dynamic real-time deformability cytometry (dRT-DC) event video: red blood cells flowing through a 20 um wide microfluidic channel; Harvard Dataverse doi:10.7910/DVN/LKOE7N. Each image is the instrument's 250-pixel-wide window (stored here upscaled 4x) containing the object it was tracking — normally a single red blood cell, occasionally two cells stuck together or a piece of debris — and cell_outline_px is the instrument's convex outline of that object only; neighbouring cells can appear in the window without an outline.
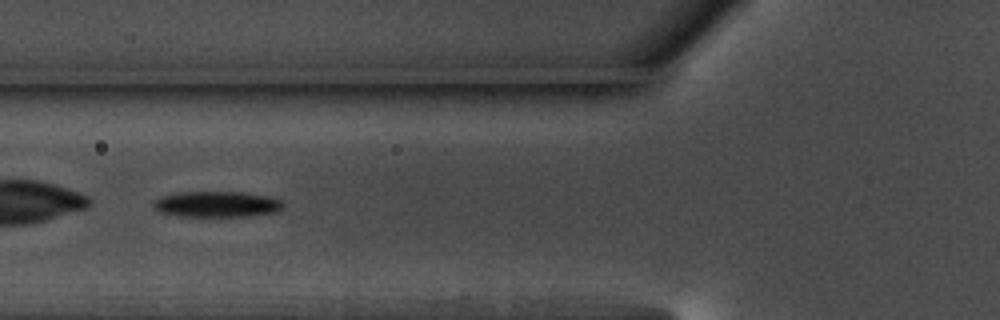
{"species": "common noctule bat (a hibernating species)", "species_latin": "Nyctalus noctula", "temperature_condition": "warm", "stored_images_in_passage": 49, "camera_frame_rate_fps": 3000, "um_per_image_px": 0.085, "animal": {"sex": "male", "body_mass_g": 17.5, "forearm_length_mm": 52.3}, "frame": {"image": 1, "passage_image": 14, "time_ms": 4.333, "image_size_px": [1000, 320], "cell_outline_px": [[284, 208], [276, 212], [248, 216], [180, 216], [160, 212], [152, 208], [152, 204], [160, 196], [180, 192], [244, 192], [268, 196], [280, 200], [284, 204]], "centroid_in_image_um": [18.43, 17.35], "position_along_channel_um": 107.4, "area_um2": 19.59}}
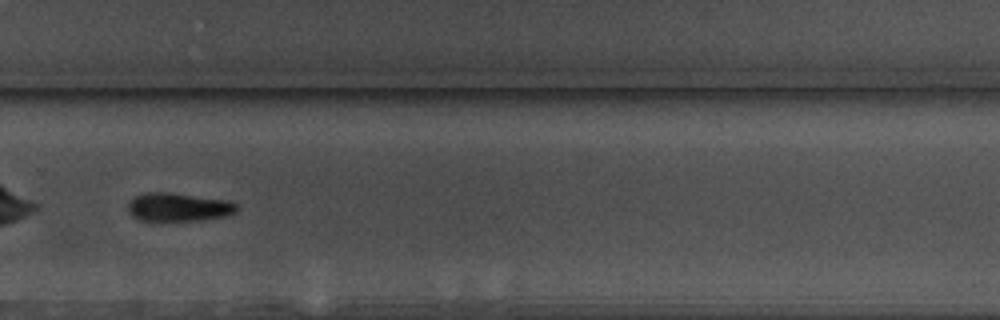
{"frame": {"image": 2, "passage_image": 31, "time_ms": 10.0, "image_size_px": [1000, 320], "cell_outline_px": [[236, 212], [224, 216], [200, 220], [160, 224], [140, 220], [132, 216], [128, 212], [128, 204], [136, 196], [148, 192], [168, 192], [232, 200], [236, 204]], "centroid_in_image_um": [15.14, 17.65], "position_along_channel_um": 314.7, "area_um2": 18.79}}
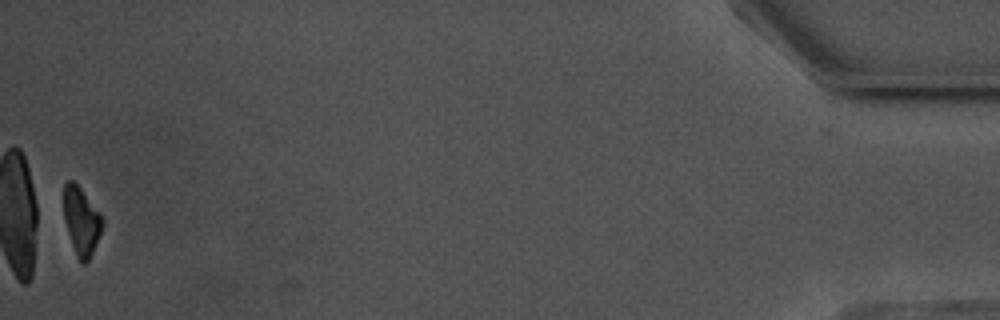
{"frame": {"image": 3, "passage_image": 48, "time_ms": 15.667, "image_size_px": [1000, 320], "cell_outline_px": [[104, 220], [100, 232], [92, 252], [88, 260], [84, 264], [80, 264], [76, 256], [64, 220], [64, 184], [68, 180], [72, 180], [80, 188]], "centroid_in_image_um": [6.89, 18.81], "position_along_channel_um": 428.3, "area_um2": 14.8}, "authors_computed_cell_mechanics": {"area_um2": 19.4208, "velocity_mm_per_s": 3.6636, "shape_relaxation_time_tau1_ms": 2.127, "shape_relaxation_time_tau2_ms": null, "deformation_change_tau1": 0.1162, "deformation_change_tau2": null}}